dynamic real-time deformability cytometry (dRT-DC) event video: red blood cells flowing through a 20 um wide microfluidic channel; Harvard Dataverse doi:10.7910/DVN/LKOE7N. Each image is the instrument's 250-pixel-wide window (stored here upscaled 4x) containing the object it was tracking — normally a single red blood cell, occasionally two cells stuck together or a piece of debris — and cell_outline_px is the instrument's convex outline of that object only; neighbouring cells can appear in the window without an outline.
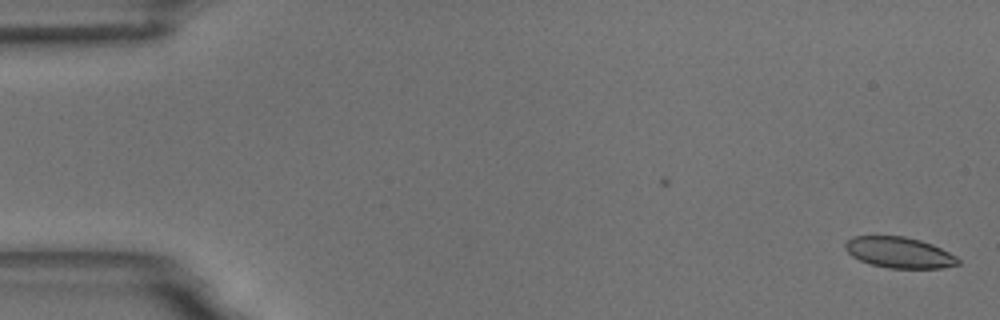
{"species": "common noctule bat (a hibernating species)", "species_latin": "Nyctalus noctula", "temperature_condition": "room temperature", "stored_images_in_passage": 49, "camera_frame_rate_fps": 3000, "um_per_image_px": 0.085, "animal": {"sex": "male", "body_mass_g": 18.8}, "frame": {"image": 1, "passage_image": 1, "time_ms": 0.0, "image_size_px": [1000, 320], "cell_outline_px": [[960, 264], [940, 268], [888, 268], [872, 264], [860, 260], [852, 256], [844, 248], [844, 244], [852, 236], [904, 236], [920, 240], [932, 244], [956, 256], [960, 260]], "centroid_in_image_um": [76.43, 21.46], "position_along_channel_um": 8.6, "area_um2": 20.23}}
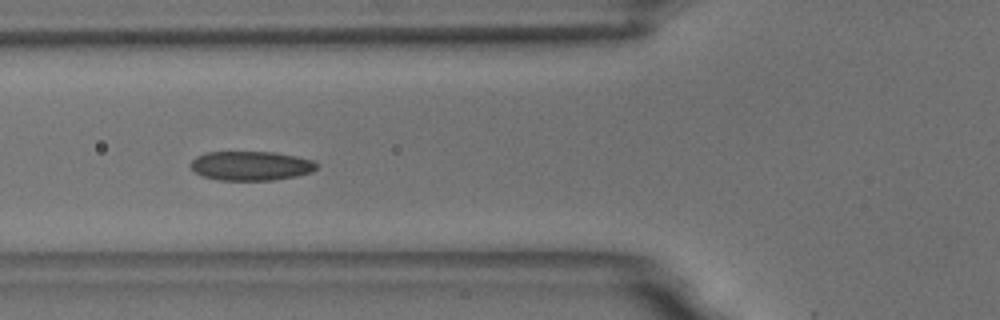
{"frame": {"image": 2, "passage_image": 21, "time_ms": 6.667, "image_size_px": [1000, 320], "cell_outline_px": [[320, 164], [312, 172], [296, 176], [272, 180], [220, 180], [204, 176], [196, 172], [192, 168], [192, 160], [196, 156], [204, 152], [276, 152], [296, 156], [312, 160]], "centroid_in_image_um": [21.37, 14.08], "position_along_channel_um": 104.4, "area_um2": 21.44}}
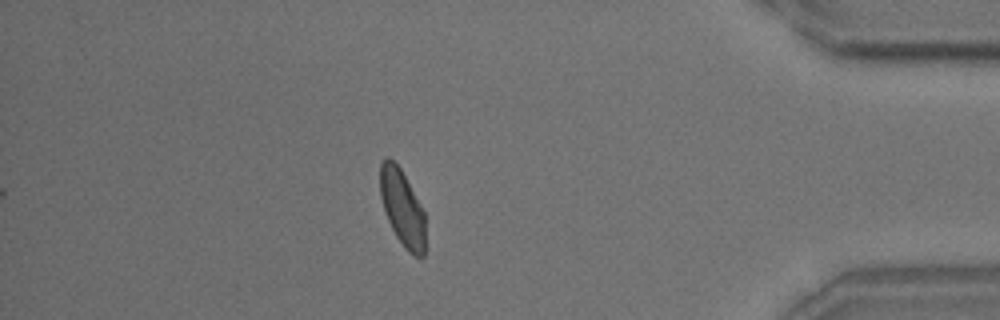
{"frame": {"image": 3, "passage_image": 49, "time_ms": 16.0, "image_size_px": [1000, 320], "cell_outline_px": [[424, 256], [416, 256], [408, 252], [404, 248], [396, 236], [388, 220], [380, 196], [380, 164], [388, 156], [400, 168], [424, 212]], "centroid_in_image_um": [34.18, 17.68], "position_along_channel_um": 401.0, "area_um2": 19.65}, "authors_computed_cell_mechanics": {"area_um2": 21.4438, "velocity_mm_per_s": 3.5923, "shape_relaxation_time_tau1_ms": 4.0321, "shape_relaxation_time_tau2_ms": 1.2425, "deformation_change_tau1": 0.1094, "deformation_change_tau2": 0.0618}}